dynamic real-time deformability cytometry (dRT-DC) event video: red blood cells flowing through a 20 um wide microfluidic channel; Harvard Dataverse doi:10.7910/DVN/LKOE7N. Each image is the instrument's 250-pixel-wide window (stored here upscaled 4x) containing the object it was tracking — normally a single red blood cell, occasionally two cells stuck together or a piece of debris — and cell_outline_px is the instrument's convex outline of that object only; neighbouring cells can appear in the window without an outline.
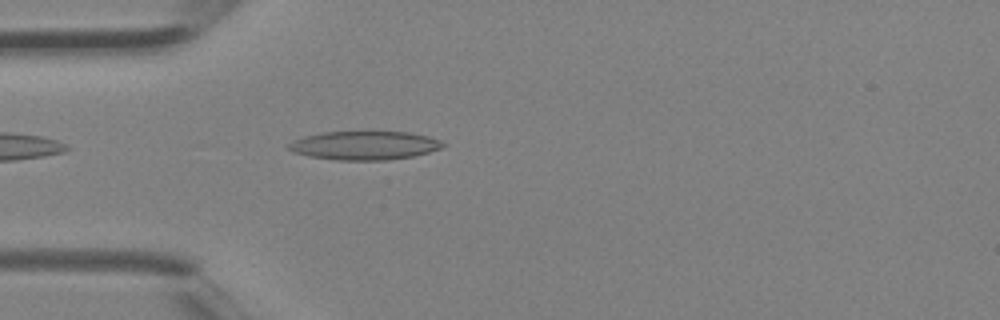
{"species": "Egyptian fruit bat (a non-hibernating species)", "species_latin": "Rousettus aegyptiacus", "temperature_condition": "room temperature", "stored_images_in_passage": 2, "camera_frame_rate_fps": 3000, "um_per_image_px": 0.085, "animal": {"sex": "female"}, "frame": {"image": 1, "passage_image": 2, "time_ms": 0.333, "image_size_px": [1000, 320], "cell_outline_px": [[448, 144], [440, 148], [428, 152], [412, 156], [388, 160], [336, 160], [308, 156], [292, 152], [288, 148], [288, 144], [304, 136], [324, 132], [408, 132], [428, 136], [440, 140]], "centroid_in_image_um": [30.99, 12.37], "position_along_channel_um": 54.0, "area_um2": 25.66}}